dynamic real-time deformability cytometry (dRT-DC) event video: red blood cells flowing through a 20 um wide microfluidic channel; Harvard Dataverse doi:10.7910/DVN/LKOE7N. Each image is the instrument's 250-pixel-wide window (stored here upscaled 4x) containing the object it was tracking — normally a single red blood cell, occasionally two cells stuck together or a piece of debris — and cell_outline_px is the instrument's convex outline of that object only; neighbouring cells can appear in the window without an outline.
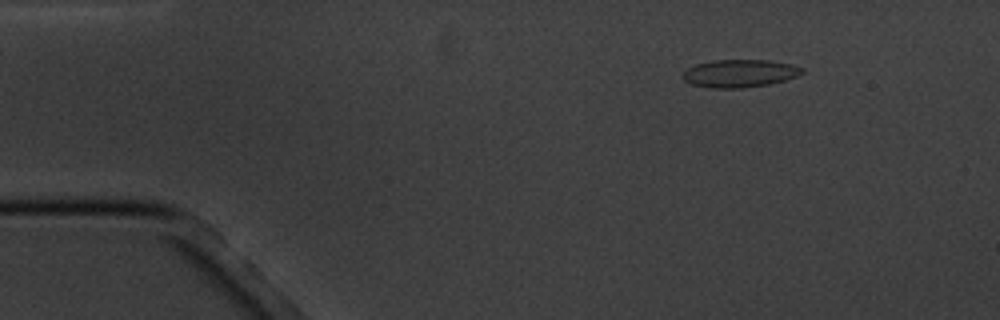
{"species": "common noctule bat (a hibernating species)", "species_latin": "Nyctalus noctula", "temperature_condition": "cold", "stored_images_in_passage": 16, "camera_frame_rate_fps": 3000, "um_per_image_px": 0.085, "animal": {"sex": "male", "body_mass_g": 20.1, "forearm_length_mm": 53.5}, "frame": {"image": 1, "passage_image": 3, "time_ms": 2.333, "image_size_px": [1000, 320], "cell_outline_px": [[804, 72], [796, 76], [784, 80], [768, 84], [740, 88], [712, 88], [692, 84], [684, 80], [680, 76], [688, 68], [696, 64], [712, 60], [768, 60], [792, 64], [804, 68]], "centroid_in_image_um": [62.86, 6.23], "position_along_channel_um": 22.1, "area_um2": 19.25}}
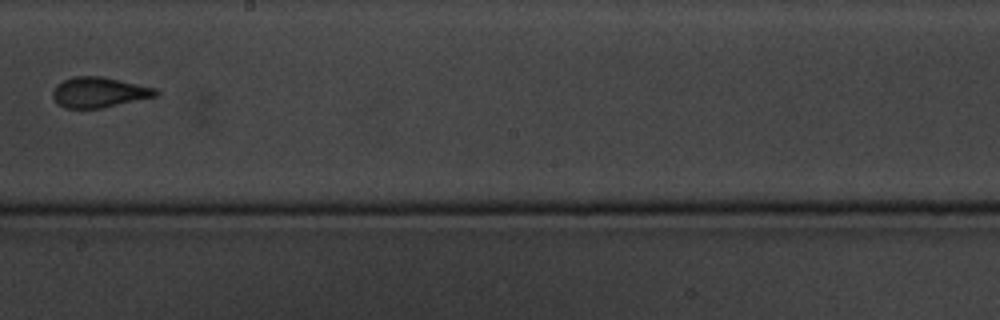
{"frame": {"image": 2, "passage_image": 10, "time_ms": 10.667, "image_size_px": [1000, 320], "cell_outline_px": [[160, 92], [156, 96], [100, 108], [64, 108], [56, 104], [52, 96], [52, 92], [56, 84], [72, 76], [104, 76], [156, 88]], "centroid_in_image_um": [8.38, 7.83], "position_along_channel_um": 239.8, "area_um2": 18.32}}
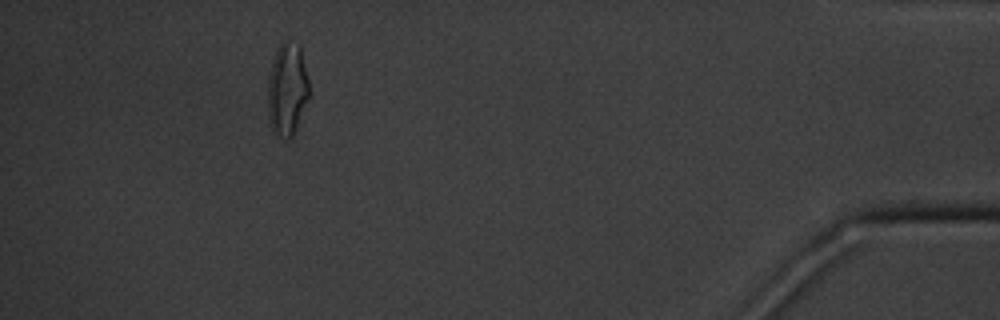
{"frame": {"image": 3, "passage_image": 16, "time_ms": 17.333, "image_size_px": [1000, 320], "cell_outline_px": [[308, 100], [292, 136], [288, 140], [276, 136], [272, 128], [268, 116], [268, 76], [276, 48], [284, 40], [300, 48], [308, 80]], "centroid_in_image_um": [24.38, 7.63], "position_along_channel_um": 410.8, "area_um2": 22.02}, "authors_computed_cell_mechanics": {"area_um2": 18.6116, "velocity_mm_per_s": 3.4493, "shape_relaxation_time_tau1_ms": 5.5104, "shape_relaxation_time_tau2_ms": 1.3656, "deformation_change_tau1": 0.1203, "deformation_change_tau2": 0.0749}}